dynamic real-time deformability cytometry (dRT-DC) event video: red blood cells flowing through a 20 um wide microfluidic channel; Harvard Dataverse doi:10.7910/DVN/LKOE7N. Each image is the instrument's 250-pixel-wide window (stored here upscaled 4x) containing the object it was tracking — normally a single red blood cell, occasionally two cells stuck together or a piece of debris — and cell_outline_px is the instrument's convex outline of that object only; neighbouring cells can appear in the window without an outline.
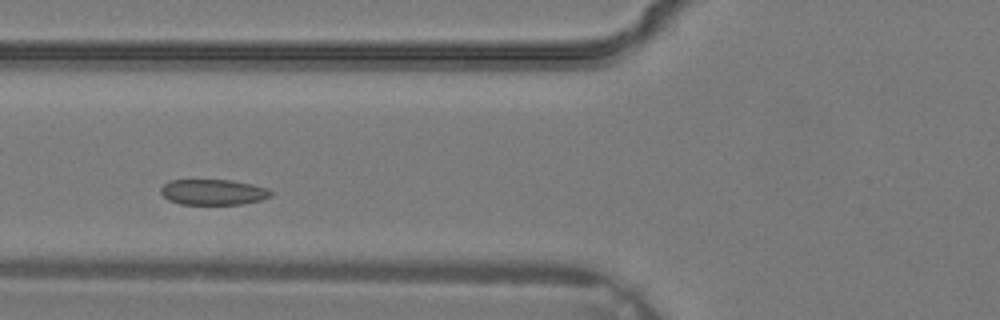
{"species": "common noctule bat (a hibernating species)", "species_latin": "Nyctalus noctula", "temperature_condition": "warm", "stored_images_in_passage": 22, "camera_frame_rate_fps": 3000, "um_per_image_px": 0.085, "animal": {"sex": "male", "body_mass_g": 19.2, "forearm_length_mm": 51.8}, "frame": {"image": 1, "passage_image": 4, "time_ms": 1.0, "image_size_px": [1000, 320], "cell_outline_px": [[272, 196], [260, 200], [240, 204], [180, 204], [168, 200], [160, 192], [160, 188], [168, 180], [232, 180], [252, 184], [268, 188], [272, 192]], "centroid_in_image_um": [18.11, 16.32], "position_along_channel_um": 107.7, "area_um2": 16.47}}
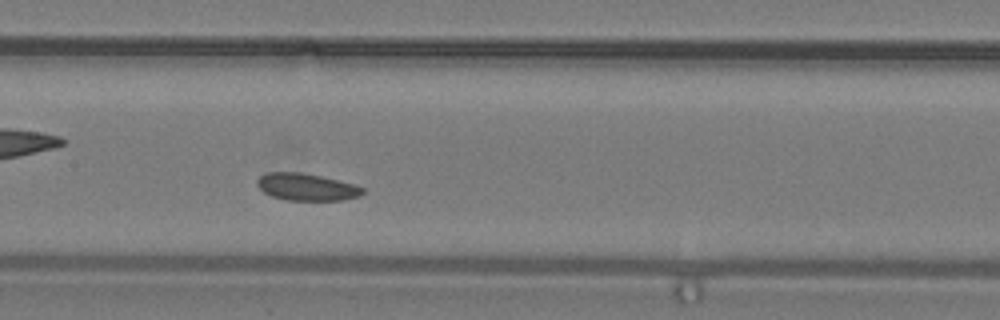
{"frame": {"image": 2, "passage_image": 8, "time_ms": 2.333, "image_size_px": [1000, 320], "cell_outline_px": [[364, 192], [360, 196], [344, 200], [284, 200], [272, 196], [264, 192], [256, 184], [256, 180], [264, 172], [300, 172], [320, 176], [356, 184], [364, 188]], "centroid_in_image_um": [26.06, 15.89], "position_along_channel_um": 181.3, "area_um2": 16.82}}
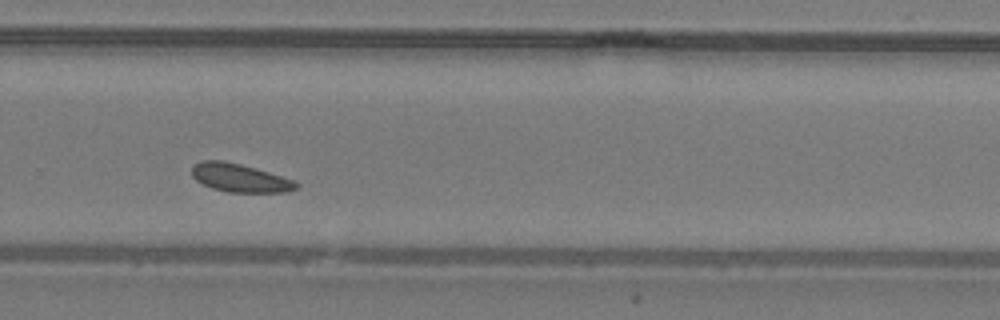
{"frame": {"image": 3, "passage_image": 15, "time_ms": 4.667, "image_size_px": [1000, 320], "cell_outline_px": [[300, 188], [288, 192], [228, 192], [212, 188], [196, 180], [192, 176], [192, 164], [200, 160], [224, 160], [240, 164], [296, 180], [300, 184]], "centroid_in_image_um": [20.41, 15.12], "position_along_channel_um": 309.4, "area_um2": 17.4}}